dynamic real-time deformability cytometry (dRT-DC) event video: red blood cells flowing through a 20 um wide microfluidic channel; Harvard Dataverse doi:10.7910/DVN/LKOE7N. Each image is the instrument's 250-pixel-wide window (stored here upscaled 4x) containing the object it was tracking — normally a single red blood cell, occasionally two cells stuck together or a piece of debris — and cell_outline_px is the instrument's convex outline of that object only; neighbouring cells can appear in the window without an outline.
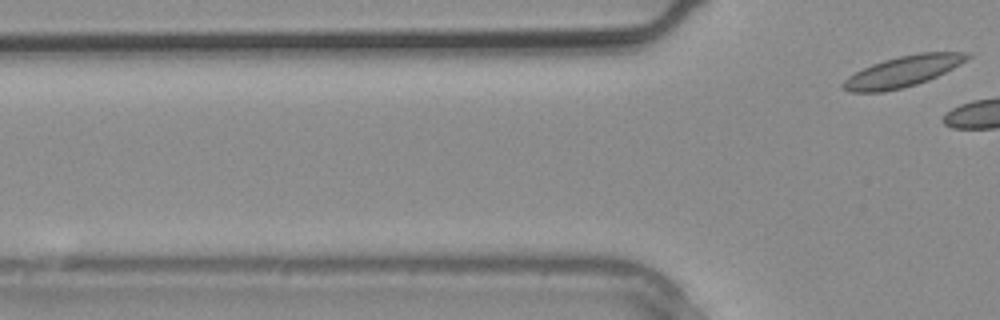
{"species": "common noctule bat (a hibernating species)", "species_latin": "Nyctalus noctula", "temperature_condition": "warm", "stored_images_in_passage": 3, "camera_frame_rate_fps": 3000, "um_per_image_px": 0.085, "animal": {"sex": "male", "body_mass_g": 20.4}, "frame": {"image": 1, "passage_image": 3, "time_ms": 0.667, "image_size_px": [1000, 320], "cell_outline_px": [[972, 56], [960, 64], [928, 80], [916, 84], [884, 92], [852, 92], [840, 88], [840, 84], [848, 76], [872, 64], [884, 60], [900, 56], [920, 52], [968, 52]], "centroid_in_image_um": [76.72, 6.07], "position_along_channel_um": 49.1, "area_um2": 22.14}}